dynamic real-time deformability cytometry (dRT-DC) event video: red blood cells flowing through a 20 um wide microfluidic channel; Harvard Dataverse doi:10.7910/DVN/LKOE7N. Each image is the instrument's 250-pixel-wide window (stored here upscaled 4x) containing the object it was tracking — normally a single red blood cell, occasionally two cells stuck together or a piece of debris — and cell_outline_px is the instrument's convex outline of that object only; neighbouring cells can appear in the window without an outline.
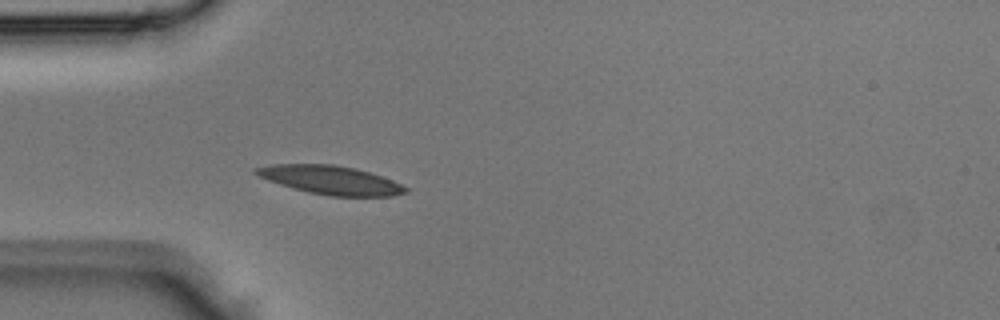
{"species": "Egyptian fruit bat (a non-hibernating species)", "species_latin": "Rousettus aegyptiacus", "temperature_condition": "room temperature", "stored_images_in_passage": 3, "camera_frame_rate_fps": 3000, "um_per_image_px": 0.085, "animal": {"sex": "male"}, "frame": {"image": 1, "passage_image": 3, "time_ms": 0.667, "image_size_px": [1000, 320], "cell_outline_px": [[408, 192], [392, 196], [328, 196], [308, 192], [292, 188], [268, 180], [252, 172], [252, 168], [272, 164], [332, 164], [356, 168], [392, 180], [408, 188]], "centroid_in_image_um": [28.07, 15.3], "position_along_channel_um": 56.9, "area_um2": 24.91}}